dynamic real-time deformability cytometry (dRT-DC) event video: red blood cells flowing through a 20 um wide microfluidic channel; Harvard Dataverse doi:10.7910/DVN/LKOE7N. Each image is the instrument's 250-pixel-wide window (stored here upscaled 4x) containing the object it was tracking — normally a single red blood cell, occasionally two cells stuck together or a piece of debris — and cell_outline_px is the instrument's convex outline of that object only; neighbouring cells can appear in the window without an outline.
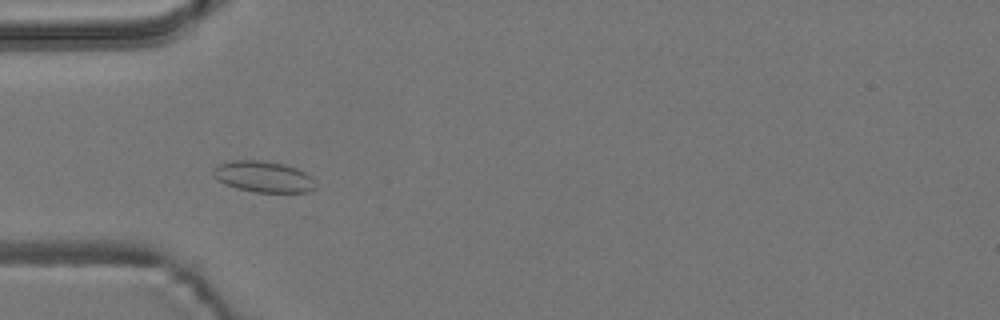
{"species": "common noctule bat (a hibernating species)", "species_latin": "Nyctalus noctula", "temperature_condition": "room temperature", "stored_images_in_passage": 3, "camera_frame_rate_fps": 3000, "um_per_image_px": 0.085, "animal": {"sex": "male", "body_mass_g": 19.2, "forearm_length_mm": 51.8}, "frame": {"image": 1, "passage_image": 2, "time_ms": 1.0, "image_size_px": [1000, 320], "cell_outline_px": [[316, 188], [308, 192], [256, 192], [236, 188], [224, 184], [212, 176], [212, 168], [216, 164], [232, 160], [264, 160], [284, 164], [296, 168], [312, 176], [316, 184]], "centroid_in_image_um": [22.36, 15.01], "position_along_channel_um": 62.6, "area_um2": 18.9}}